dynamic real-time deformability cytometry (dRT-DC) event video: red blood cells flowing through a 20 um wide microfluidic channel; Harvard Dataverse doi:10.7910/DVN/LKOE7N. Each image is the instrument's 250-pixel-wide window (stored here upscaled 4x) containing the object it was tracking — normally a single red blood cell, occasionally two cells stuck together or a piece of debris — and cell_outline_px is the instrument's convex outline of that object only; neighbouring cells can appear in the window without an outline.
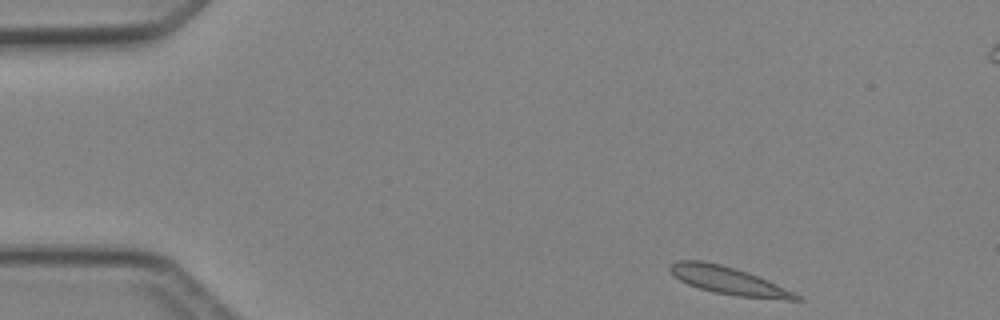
{"species": "Egyptian fruit bat (a non-hibernating species)", "species_latin": "Rousettus aegyptiacus", "temperature_condition": "cold", "stored_images_in_passage": 44, "segment_of_instrument_passage": [1, 2], "camera_frame_rate_fps": 3000, "um_per_image_px": 0.085, "animal": {"sex": "female"}, "frame": {"image": 1, "passage_image": 1, "time_ms": 0.0, "image_size_px": [1000, 320], "cell_outline_px": [[804, 300], [788, 300], [736, 296], [716, 292], [700, 288], [688, 284], [680, 280], [668, 272], [668, 264], [676, 260], [704, 260], [736, 268], [748, 272], [768, 280], [800, 296]], "centroid_in_image_um": [61.86, 23.83], "position_along_channel_um": 23.1, "area_um2": 20.4}}
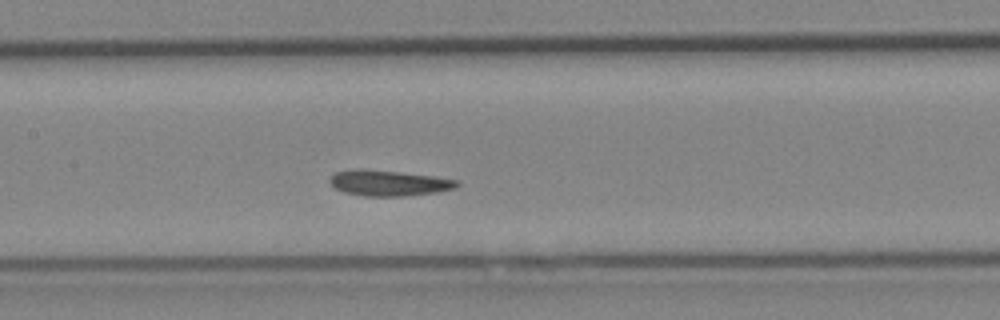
{"frame": {"image": 2, "passage_image": 18, "time_ms": 5.667, "image_size_px": [1000, 320], "cell_outline_px": [[460, 184], [456, 188], [436, 192], [404, 196], [364, 196], [344, 192], [336, 188], [328, 180], [336, 172], [352, 168], [360, 168], [400, 172], [432, 176], [460, 180]], "centroid_in_image_um": [33.05, 15.55], "position_along_channel_um": 174.4, "area_um2": 19.07}}
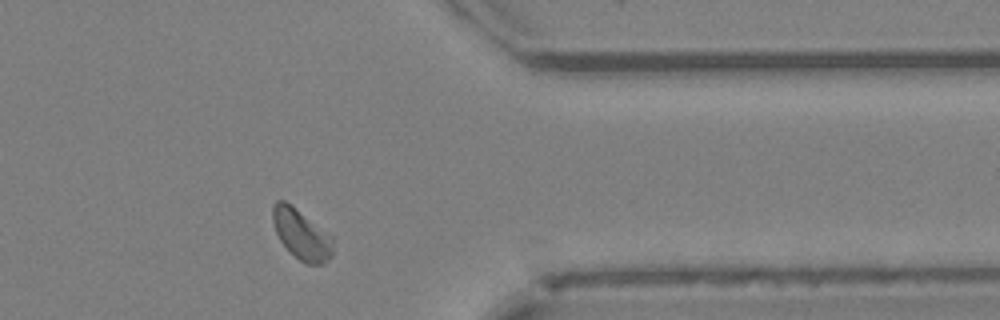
{"frame": {"image": 3, "passage_image": 34, "time_ms": 11.0, "image_size_px": [1000, 320], "cell_outline_px": [[332, 256], [324, 264], [304, 264], [280, 240], [276, 232], [272, 220], [272, 204], [276, 200], [284, 200], [292, 204], [332, 236]], "centroid_in_image_um": [25.61, 19.89], "position_along_channel_um": 385.8, "area_um2": 17.57}}